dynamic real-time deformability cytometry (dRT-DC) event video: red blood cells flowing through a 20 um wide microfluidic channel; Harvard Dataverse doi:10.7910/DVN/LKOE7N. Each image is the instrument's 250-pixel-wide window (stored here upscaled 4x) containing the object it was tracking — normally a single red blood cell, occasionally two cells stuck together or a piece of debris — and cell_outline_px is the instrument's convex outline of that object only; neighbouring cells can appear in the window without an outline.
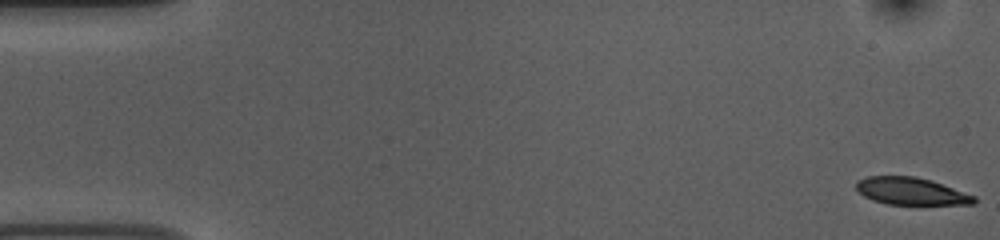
{"species": "common noctule bat (a hibernating species)", "species_latin": "Nyctalus noctula", "temperature_condition": "room temperature", "stored_images_in_passage": 54, "camera_frame_rate_fps": 3000, "um_per_image_px": 0.085, "animal": {"sex": "female", "body_mass_g": 10.0, "forearm_length_mm": 53.1}, "frame": {"image": 1, "passage_image": 1, "time_ms": 0.0, "image_size_px": [1000, 240], "cell_outline_px": [[976, 204], [888, 204], [872, 200], [864, 196], [856, 188], [856, 180], [868, 176], [916, 176], [932, 180], [976, 196]], "centroid_in_image_um": [77.45, 16.24], "position_along_channel_um": 7.6, "area_um2": 18.79}}
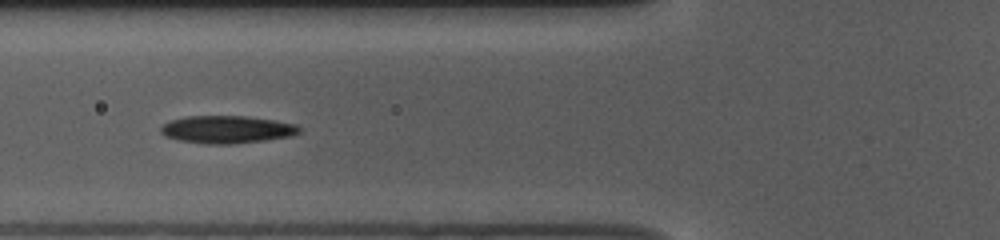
{"frame": {"image": 2, "passage_image": 20, "time_ms": 6.333, "image_size_px": [1000, 240], "cell_outline_px": [[300, 132], [292, 136], [264, 140], [232, 144], [208, 144], [180, 140], [164, 136], [160, 132], [160, 128], [164, 124], [172, 120], [184, 116], [248, 116], [296, 124], [300, 128]], "centroid_in_image_um": [19.28, 11.0], "position_along_channel_um": 106.5, "area_um2": 22.2}}
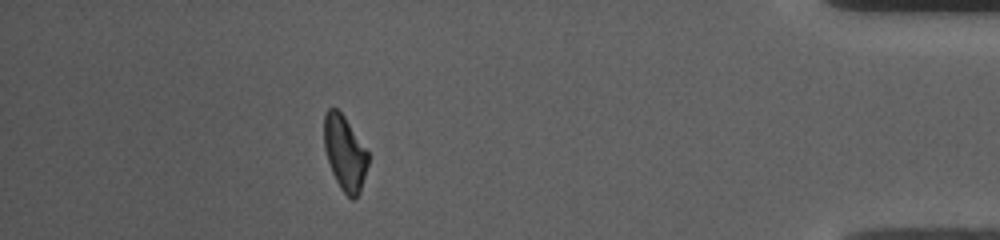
{"frame": {"image": 3, "passage_image": 48, "time_ms": 15.667, "image_size_px": [1000, 240], "cell_outline_px": [[368, 164], [360, 192], [352, 200], [340, 188], [332, 172], [324, 148], [324, 116], [328, 108], [336, 108], [344, 116], [368, 152]], "centroid_in_image_um": [29.3, 13.0], "position_along_channel_um": 405.9, "area_um2": 18.9}, "authors_computed_cell_mechanics": {"area_um2": 20.6924, "velocity_mm_per_s": 3.7265, "shape_relaxation_time_tau1_ms": 3.4325, "shape_relaxation_time_tau2_ms": 4.0107, "deformation_change_tau1": 0.1394, "deformation_change_tau2": 0.1088}}